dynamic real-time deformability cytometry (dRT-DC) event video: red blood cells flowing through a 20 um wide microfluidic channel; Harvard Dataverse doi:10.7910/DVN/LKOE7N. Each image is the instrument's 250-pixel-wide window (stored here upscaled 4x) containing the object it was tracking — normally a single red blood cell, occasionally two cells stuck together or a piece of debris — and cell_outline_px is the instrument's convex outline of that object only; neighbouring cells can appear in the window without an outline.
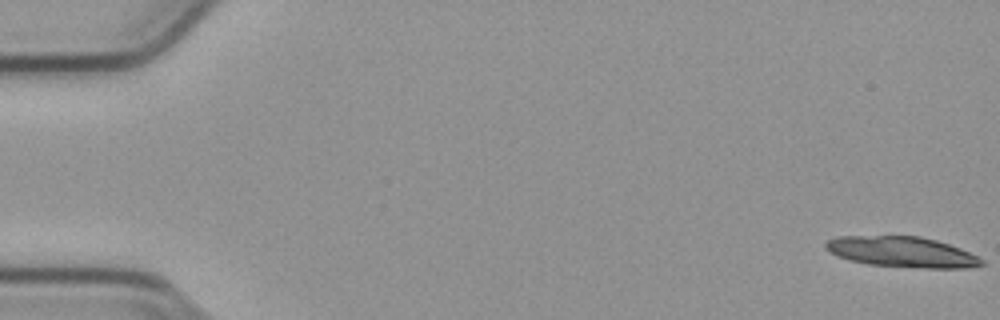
{"species": "common noctule bat (a hibernating species)", "species_latin": "Nyctalus noctula", "temperature_condition": "cold", "stored_images_in_passage": 54, "camera_frame_rate_fps": 3000, "um_per_image_px": 0.085, "animal": {"sex": "male", "body_mass_g": 23.1, "forearm_length_mm": 52.7}, "frame": {"image": 1, "passage_image": 1, "time_ms": 0.0, "image_size_px": [1000, 320], "cell_outline_px": [[984, 264], [972, 268], [924, 268], [868, 264], [848, 260], [836, 256], [828, 252], [824, 248], [824, 244], [828, 240], [836, 236], [920, 236], [936, 240], [960, 248], [984, 260]], "centroid_in_image_um": [76.63, 21.42], "position_along_channel_um": 8.4, "area_um2": 27.92}, "authors_computed_cell_mechanics": {"area_um2": 14.1899, "velocity_mm_per_s": 3.7994, "shape_relaxation_time_tau1_ms": 6.6487, "shape_relaxation_time_tau2_ms": null, "deformation_change_tau1": 0.1219, "deformation_change_tau2": null}}